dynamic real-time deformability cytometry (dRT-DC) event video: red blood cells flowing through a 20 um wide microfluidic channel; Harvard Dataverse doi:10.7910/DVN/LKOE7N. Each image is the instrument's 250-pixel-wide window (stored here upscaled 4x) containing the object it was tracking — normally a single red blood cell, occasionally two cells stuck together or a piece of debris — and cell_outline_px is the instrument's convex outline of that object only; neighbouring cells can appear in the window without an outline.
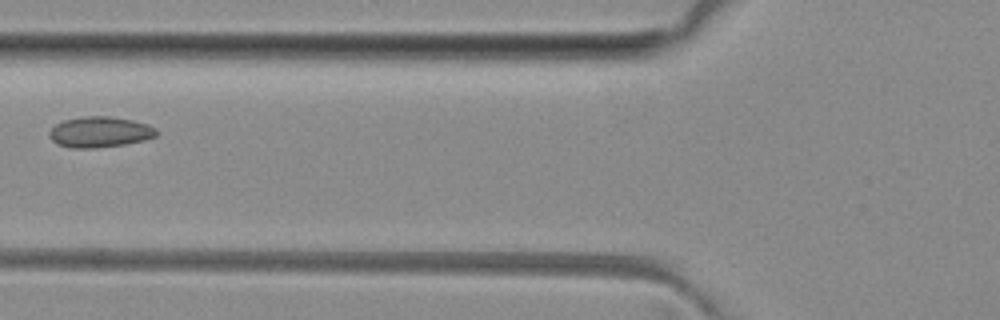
{"species": "common noctule bat (a hibernating species)", "species_latin": "Nyctalus noctula", "temperature_condition": "room temperature", "stored_images_in_passage": 3, "camera_frame_rate_fps": 3000, "um_per_image_px": 0.085, "animal": {"sex": "female", "body_mass_g": 29.2, "forearm_length_mm": 56.3}, "frame": {"image": 1, "passage_image": 2, "time_ms": 1.333, "image_size_px": [1000, 320], "cell_outline_px": [[160, 132], [156, 136], [144, 140], [124, 144], [96, 148], [72, 148], [56, 144], [52, 140], [48, 132], [56, 124], [64, 120], [84, 116], [108, 116], [132, 120], [148, 124], [156, 128]], "centroid_in_image_um": [8.5, 11.22], "position_along_channel_um": 117.3, "area_um2": 19.25}}
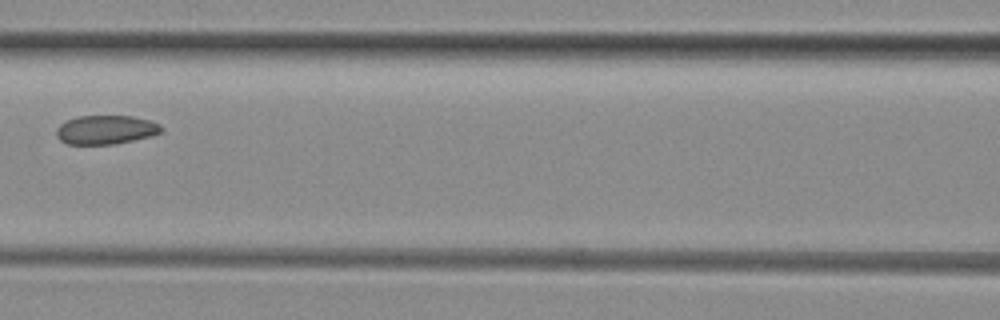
{"frame": {"image": 2, "passage_image": 3, "time_ms": 2.333, "image_size_px": [1000, 320], "cell_outline_px": [[164, 128], [160, 132], [152, 136], [116, 144], [64, 144], [56, 136], [56, 128], [60, 124], [76, 116], [132, 116], [152, 120], [160, 124]], "centroid_in_image_um": [9.0, 11.03], "position_along_channel_um": 157.6, "area_um2": 17.92}}